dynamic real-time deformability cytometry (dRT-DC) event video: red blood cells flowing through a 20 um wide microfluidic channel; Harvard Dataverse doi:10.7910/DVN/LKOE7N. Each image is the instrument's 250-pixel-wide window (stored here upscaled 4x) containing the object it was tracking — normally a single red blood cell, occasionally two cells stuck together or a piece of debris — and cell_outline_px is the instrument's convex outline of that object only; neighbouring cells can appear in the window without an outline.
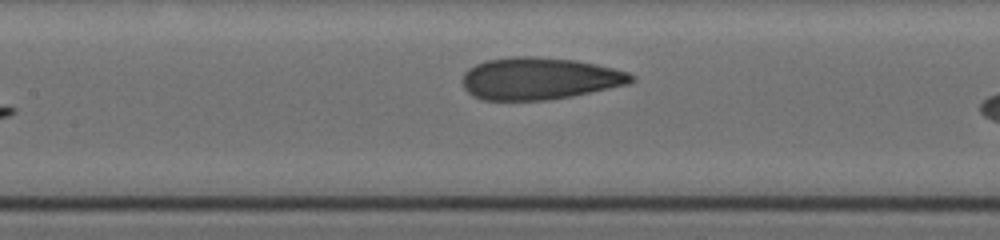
{"species": "human", "species_latin": "Homo sapiens", "temperature_condition": "cold", "stored_images_in_passage": 9, "segment_of_instrument_passage": [2, 2], "camera_frame_rate_fps": 3000, "um_per_image_px": 0.085, "donor": {"sex": "female"}, "frame": {"image": 1, "passage_image": 9, "time_ms": 7.667, "image_size_px": [1000, 240], "cell_outline_px": [[636, 80], [628, 84], [572, 96], [548, 100], [484, 100], [472, 96], [464, 88], [460, 80], [464, 72], [468, 68], [484, 60], [512, 56], [536, 56], [576, 60], [596, 64], [628, 72], [636, 76]], "centroid_in_image_um": [45.82, 6.67], "position_along_channel_um": 161.6, "area_um2": 41.85}}